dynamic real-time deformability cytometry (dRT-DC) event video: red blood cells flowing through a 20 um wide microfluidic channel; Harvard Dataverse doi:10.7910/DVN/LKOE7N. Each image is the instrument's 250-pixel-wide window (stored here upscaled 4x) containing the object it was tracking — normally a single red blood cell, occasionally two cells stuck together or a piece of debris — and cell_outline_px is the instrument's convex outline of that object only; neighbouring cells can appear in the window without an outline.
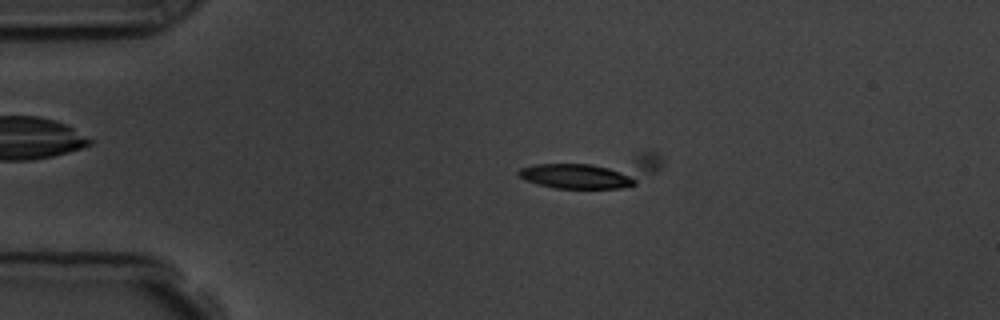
{"species": "common noctule bat (a hibernating species)", "species_latin": "Nyctalus noctula", "temperature_condition": "room temperature", "stored_images_in_passage": 8, "camera_frame_rate_fps": 3000, "um_per_image_px": 0.085, "animal": {"sex": "male", "body_mass_g": 19.5, "forearm_length_mm": 54.6}, "frame": {"image": 1, "passage_image": 3, "time_ms": 0.667, "image_size_px": [1000, 320], "cell_outline_px": [[660, 168], [656, 172], [636, 184], [620, 188], [556, 188], [536, 184], [524, 180], [516, 172], [520, 168], [536, 164], [640, 152], [656, 152], [660, 156]], "centroid_in_image_um": [50.5, 14.57], "position_along_channel_um": 34.5, "area_um2": 27.05}}